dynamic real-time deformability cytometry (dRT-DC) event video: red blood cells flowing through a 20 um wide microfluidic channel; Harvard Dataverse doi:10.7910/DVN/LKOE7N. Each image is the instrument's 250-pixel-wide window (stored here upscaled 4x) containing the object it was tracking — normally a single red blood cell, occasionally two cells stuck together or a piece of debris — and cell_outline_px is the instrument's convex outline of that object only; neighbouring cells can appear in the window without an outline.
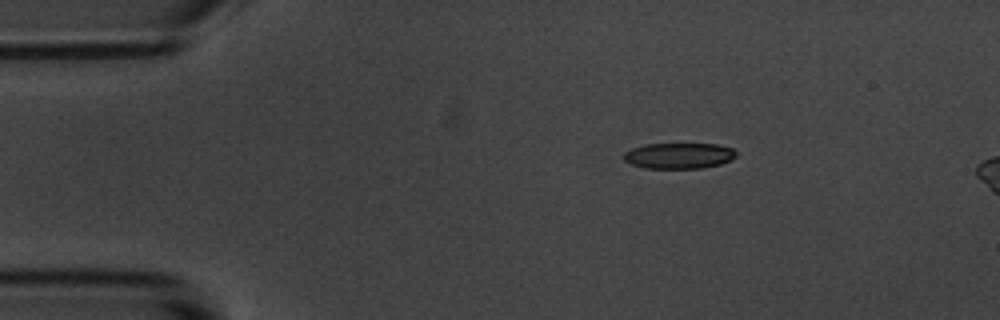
{"species": "common noctule bat (a hibernating species)", "species_latin": "Nyctalus noctula", "temperature_condition": "room temperature", "stored_images_in_passage": 4, "camera_frame_rate_fps": 3000, "um_per_image_px": 0.085, "animal": {"sex": "male", "body_mass_g": 20.1, "forearm_length_mm": 53.5}, "frame": {"image": 1, "passage_image": 1, "time_ms": 0.0, "image_size_px": [1000, 320], "cell_outline_px": [[736, 156], [732, 160], [720, 164], [700, 168], [644, 168], [632, 164], [624, 160], [624, 152], [632, 148], [644, 144], [716, 144], [732, 148], [736, 152]], "centroid_in_image_um": [57.71, 13.23], "position_along_channel_um": 27.3, "area_um2": 16.88}}
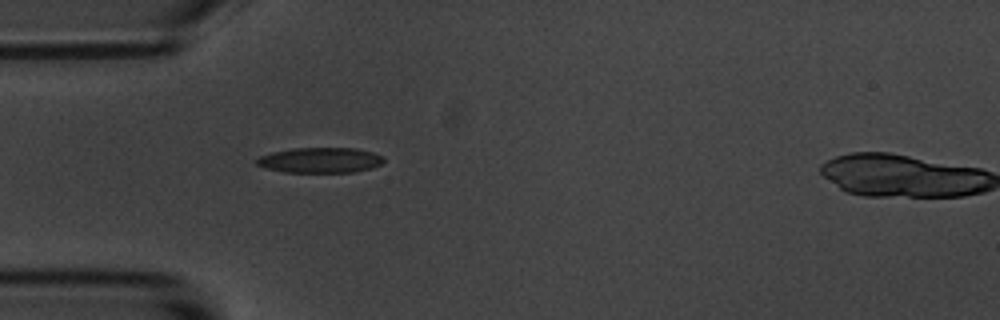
{"frame": {"image": 2, "passage_image": 3, "time_ms": 2.333, "image_size_px": [1000, 320], "cell_outline_px": [[384, 160], [380, 164], [372, 168], [352, 172], [284, 172], [264, 168], [256, 164], [256, 160], [260, 156], [272, 152], [292, 148], [356, 148], [372, 152], [384, 156]], "centroid_in_image_um": [27.21, 13.61], "position_along_channel_um": 57.8, "area_um2": 18.79}}